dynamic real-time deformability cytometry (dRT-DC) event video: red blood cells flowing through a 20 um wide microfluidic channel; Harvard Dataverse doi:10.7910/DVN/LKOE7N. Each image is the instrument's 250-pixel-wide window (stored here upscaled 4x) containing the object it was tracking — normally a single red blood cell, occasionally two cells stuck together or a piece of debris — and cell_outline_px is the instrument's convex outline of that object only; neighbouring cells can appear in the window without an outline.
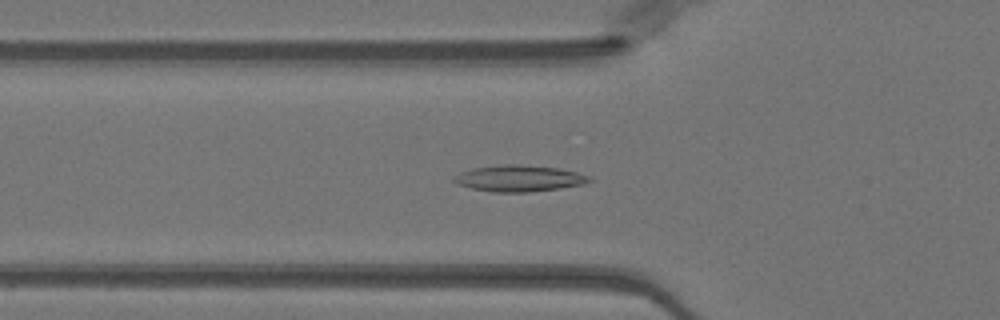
{"species": "Egyptian fruit bat (a non-hibernating species)", "species_latin": "Rousettus aegyptiacus", "temperature_condition": "warm", "stored_images_in_passage": 51, "camera_frame_rate_fps": 3000, "um_per_image_px": 0.085, "animal": {"sex": "female"}, "frame": {"image": 1, "passage_image": 18, "time_ms": 5.667, "image_size_px": [1000, 320], "cell_outline_px": [[592, 180], [584, 184], [560, 188], [528, 192], [492, 192], [472, 188], [456, 184], [452, 180], [452, 176], [460, 172], [472, 168], [504, 164], [516, 164], [560, 168], [592, 176]], "centroid_in_image_um": [44.11, 15.16], "position_along_channel_um": 81.7, "area_um2": 20.92}}
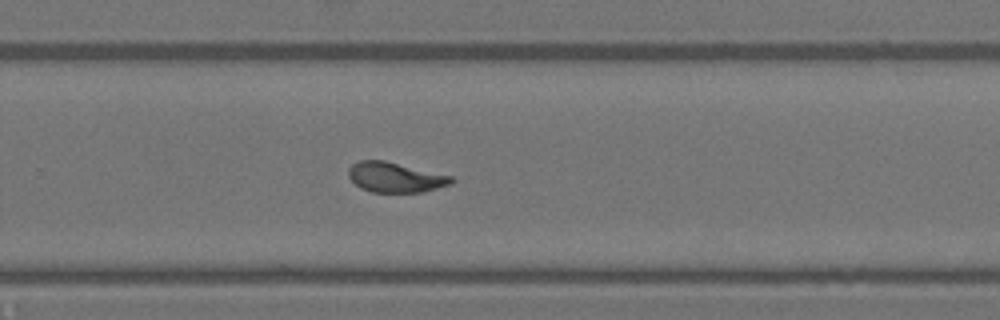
{"frame": {"image": 2, "passage_image": 34, "time_ms": 11.0, "image_size_px": [1000, 320], "cell_outline_px": [[456, 180], [452, 184], [420, 192], [372, 192], [360, 188], [348, 176], [348, 168], [352, 164], [360, 160], [384, 160], [452, 176]], "centroid_in_image_um": [33.59, 15.07], "position_along_channel_um": 296.2, "area_um2": 17.98}}
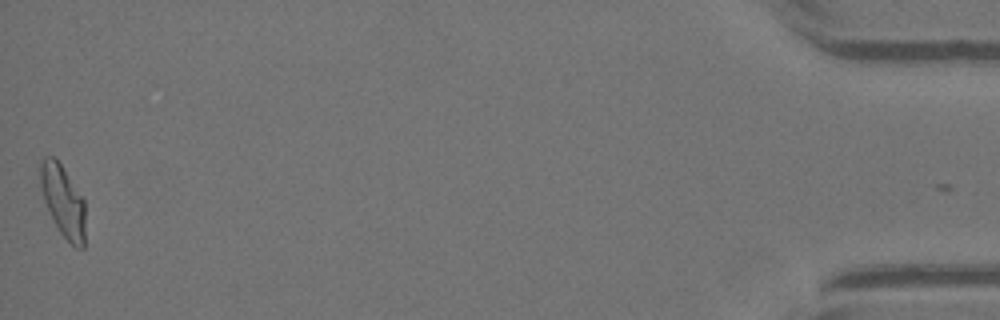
{"frame": {"image": 3, "passage_image": 51, "time_ms": 16.667, "image_size_px": [1000, 320], "cell_outline_px": [[84, 248], [76, 248], [60, 232], [44, 200], [40, 188], [40, 160], [44, 156], [52, 156], [60, 164], [84, 200]], "centroid_in_image_um": [5.34, 17.07], "position_along_channel_um": 429.9, "area_um2": 18.26}, "authors_computed_cell_mechanics": {"area_um2": 18.7272, "velocity_mm_per_s": 4.011, "shape_relaxation_time_tau1_ms": 5.9818, "shape_relaxation_time_tau2_ms": 1.1297, "deformation_change_tau1": 0.1763, "deformation_change_tau2": 0.0794}}